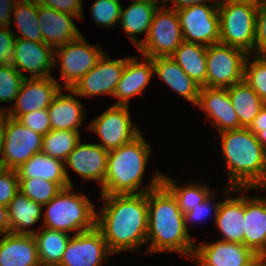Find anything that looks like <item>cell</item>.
Listing matches in <instances>:
<instances>
[{
	"label": "cell",
	"instance_id": "12",
	"mask_svg": "<svg viewBox=\"0 0 266 266\" xmlns=\"http://www.w3.org/2000/svg\"><path fill=\"white\" fill-rule=\"evenodd\" d=\"M88 130L97 133L101 139L99 145L108 151L129 143L140 134L131 121L128 106L115 104L97 116Z\"/></svg>",
	"mask_w": 266,
	"mask_h": 266
},
{
	"label": "cell",
	"instance_id": "29",
	"mask_svg": "<svg viewBox=\"0 0 266 266\" xmlns=\"http://www.w3.org/2000/svg\"><path fill=\"white\" fill-rule=\"evenodd\" d=\"M8 208L10 233L34 235L35 229L28 227L35 225L42 218V206L29 199L20 191L11 200ZM28 228V229H27Z\"/></svg>",
	"mask_w": 266,
	"mask_h": 266
},
{
	"label": "cell",
	"instance_id": "8",
	"mask_svg": "<svg viewBox=\"0 0 266 266\" xmlns=\"http://www.w3.org/2000/svg\"><path fill=\"white\" fill-rule=\"evenodd\" d=\"M54 51V66L59 65V60L61 62L59 69L64 89H71L105 53L100 46L90 45L83 35Z\"/></svg>",
	"mask_w": 266,
	"mask_h": 266
},
{
	"label": "cell",
	"instance_id": "32",
	"mask_svg": "<svg viewBox=\"0 0 266 266\" xmlns=\"http://www.w3.org/2000/svg\"><path fill=\"white\" fill-rule=\"evenodd\" d=\"M42 228L41 232L33 235L37 244L39 263L41 266H59L71 236L63 231Z\"/></svg>",
	"mask_w": 266,
	"mask_h": 266
},
{
	"label": "cell",
	"instance_id": "22",
	"mask_svg": "<svg viewBox=\"0 0 266 266\" xmlns=\"http://www.w3.org/2000/svg\"><path fill=\"white\" fill-rule=\"evenodd\" d=\"M244 245L266 259V198L245 195Z\"/></svg>",
	"mask_w": 266,
	"mask_h": 266
},
{
	"label": "cell",
	"instance_id": "26",
	"mask_svg": "<svg viewBox=\"0 0 266 266\" xmlns=\"http://www.w3.org/2000/svg\"><path fill=\"white\" fill-rule=\"evenodd\" d=\"M245 195L220 202L215 224L223 238L220 241L244 244Z\"/></svg>",
	"mask_w": 266,
	"mask_h": 266
},
{
	"label": "cell",
	"instance_id": "19",
	"mask_svg": "<svg viewBox=\"0 0 266 266\" xmlns=\"http://www.w3.org/2000/svg\"><path fill=\"white\" fill-rule=\"evenodd\" d=\"M108 153L109 151L99 144L79 141L64 163L83 179L100 182L102 187L107 170Z\"/></svg>",
	"mask_w": 266,
	"mask_h": 266
},
{
	"label": "cell",
	"instance_id": "20",
	"mask_svg": "<svg viewBox=\"0 0 266 266\" xmlns=\"http://www.w3.org/2000/svg\"><path fill=\"white\" fill-rule=\"evenodd\" d=\"M71 18L79 19L77 16L38 4V19L43 43L54 49L79 38L82 34Z\"/></svg>",
	"mask_w": 266,
	"mask_h": 266
},
{
	"label": "cell",
	"instance_id": "5",
	"mask_svg": "<svg viewBox=\"0 0 266 266\" xmlns=\"http://www.w3.org/2000/svg\"><path fill=\"white\" fill-rule=\"evenodd\" d=\"M68 187L59 192L46 205L42 227L79 234L96 226V211L92 202L83 194L71 192Z\"/></svg>",
	"mask_w": 266,
	"mask_h": 266
},
{
	"label": "cell",
	"instance_id": "38",
	"mask_svg": "<svg viewBox=\"0 0 266 266\" xmlns=\"http://www.w3.org/2000/svg\"><path fill=\"white\" fill-rule=\"evenodd\" d=\"M24 79V76H22L12 64L1 65L0 103L9 104L15 101Z\"/></svg>",
	"mask_w": 266,
	"mask_h": 266
},
{
	"label": "cell",
	"instance_id": "15",
	"mask_svg": "<svg viewBox=\"0 0 266 266\" xmlns=\"http://www.w3.org/2000/svg\"><path fill=\"white\" fill-rule=\"evenodd\" d=\"M11 64L22 75V71L31 73L30 78H45L52 76L54 66V49L43 42H35L16 38Z\"/></svg>",
	"mask_w": 266,
	"mask_h": 266
},
{
	"label": "cell",
	"instance_id": "41",
	"mask_svg": "<svg viewBox=\"0 0 266 266\" xmlns=\"http://www.w3.org/2000/svg\"><path fill=\"white\" fill-rule=\"evenodd\" d=\"M16 120L24 127L30 128L42 136L46 135L51 130L50 118L47 109H39L20 115Z\"/></svg>",
	"mask_w": 266,
	"mask_h": 266
},
{
	"label": "cell",
	"instance_id": "21",
	"mask_svg": "<svg viewBox=\"0 0 266 266\" xmlns=\"http://www.w3.org/2000/svg\"><path fill=\"white\" fill-rule=\"evenodd\" d=\"M138 59L135 56L127 58L122 77L113 95L119 99L115 105L129 106V99L143 93L150 83L154 73L152 59L144 57L145 62H138Z\"/></svg>",
	"mask_w": 266,
	"mask_h": 266
},
{
	"label": "cell",
	"instance_id": "10",
	"mask_svg": "<svg viewBox=\"0 0 266 266\" xmlns=\"http://www.w3.org/2000/svg\"><path fill=\"white\" fill-rule=\"evenodd\" d=\"M247 55L243 50L220 42L207 46L206 87L228 88L242 81Z\"/></svg>",
	"mask_w": 266,
	"mask_h": 266
},
{
	"label": "cell",
	"instance_id": "35",
	"mask_svg": "<svg viewBox=\"0 0 266 266\" xmlns=\"http://www.w3.org/2000/svg\"><path fill=\"white\" fill-rule=\"evenodd\" d=\"M79 131L50 130L43 136L42 152L46 155L65 161L74 150L80 139Z\"/></svg>",
	"mask_w": 266,
	"mask_h": 266
},
{
	"label": "cell",
	"instance_id": "52",
	"mask_svg": "<svg viewBox=\"0 0 266 266\" xmlns=\"http://www.w3.org/2000/svg\"><path fill=\"white\" fill-rule=\"evenodd\" d=\"M251 266H266V259L259 257Z\"/></svg>",
	"mask_w": 266,
	"mask_h": 266
},
{
	"label": "cell",
	"instance_id": "36",
	"mask_svg": "<svg viewBox=\"0 0 266 266\" xmlns=\"http://www.w3.org/2000/svg\"><path fill=\"white\" fill-rule=\"evenodd\" d=\"M18 181L19 191L42 207L63 190L58 183L40 178L18 179Z\"/></svg>",
	"mask_w": 266,
	"mask_h": 266
},
{
	"label": "cell",
	"instance_id": "9",
	"mask_svg": "<svg viewBox=\"0 0 266 266\" xmlns=\"http://www.w3.org/2000/svg\"><path fill=\"white\" fill-rule=\"evenodd\" d=\"M179 16L174 9L158 7L146 40L138 50L143 57L170 56L183 42Z\"/></svg>",
	"mask_w": 266,
	"mask_h": 266
},
{
	"label": "cell",
	"instance_id": "46",
	"mask_svg": "<svg viewBox=\"0 0 266 266\" xmlns=\"http://www.w3.org/2000/svg\"><path fill=\"white\" fill-rule=\"evenodd\" d=\"M18 0H0V27L11 28V12Z\"/></svg>",
	"mask_w": 266,
	"mask_h": 266
},
{
	"label": "cell",
	"instance_id": "7",
	"mask_svg": "<svg viewBox=\"0 0 266 266\" xmlns=\"http://www.w3.org/2000/svg\"><path fill=\"white\" fill-rule=\"evenodd\" d=\"M43 136L6 116L0 144L3 168L17 170L35 153L42 152Z\"/></svg>",
	"mask_w": 266,
	"mask_h": 266
},
{
	"label": "cell",
	"instance_id": "31",
	"mask_svg": "<svg viewBox=\"0 0 266 266\" xmlns=\"http://www.w3.org/2000/svg\"><path fill=\"white\" fill-rule=\"evenodd\" d=\"M227 90L240 125L248 128L265 102L244 80L233 84Z\"/></svg>",
	"mask_w": 266,
	"mask_h": 266
},
{
	"label": "cell",
	"instance_id": "47",
	"mask_svg": "<svg viewBox=\"0 0 266 266\" xmlns=\"http://www.w3.org/2000/svg\"><path fill=\"white\" fill-rule=\"evenodd\" d=\"M262 128H266V103L262 106L258 115L253 119L248 129L256 136L262 132Z\"/></svg>",
	"mask_w": 266,
	"mask_h": 266
},
{
	"label": "cell",
	"instance_id": "30",
	"mask_svg": "<svg viewBox=\"0 0 266 266\" xmlns=\"http://www.w3.org/2000/svg\"><path fill=\"white\" fill-rule=\"evenodd\" d=\"M207 46L183 41L170 57L201 87H206Z\"/></svg>",
	"mask_w": 266,
	"mask_h": 266
},
{
	"label": "cell",
	"instance_id": "11",
	"mask_svg": "<svg viewBox=\"0 0 266 266\" xmlns=\"http://www.w3.org/2000/svg\"><path fill=\"white\" fill-rule=\"evenodd\" d=\"M183 40L205 46L219 43L218 2L196 4L176 10Z\"/></svg>",
	"mask_w": 266,
	"mask_h": 266
},
{
	"label": "cell",
	"instance_id": "53",
	"mask_svg": "<svg viewBox=\"0 0 266 266\" xmlns=\"http://www.w3.org/2000/svg\"><path fill=\"white\" fill-rule=\"evenodd\" d=\"M230 1H234V2H250V3H254V4L258 5L262 0H230Z\"/></svg>",
	"mask_w": 266,
	"mask_h": 266
},
{
	"label": "cell",
	"instance_id": "39",
	"mask_svg": "<svg viewBox=\"0 0 266 266\" xmlns=\"http://www.w3.org/2000/svg\"><path fill=\"white\" fill-rule=\"evenodd\" d=\"M121 6L119 0H96L91 7V16L97 25L111 28L119 23Z\"/></svg>",
	"mask_w": 266,
	"mask_h": 266
},
{
	"label": "cell",
	"instance_id": "13",
	"mask_svg": "<svg viewBox=\"0 0 266 266\" xmlns=\"http://www.w3.org/2000/svg\"><path fill=\"white\" fill-rule=\"evenodd\" d=\"M127 58L111 59L106 53L82 78L71 88L76 96L114 95L117 83L125 69Z\"/></svg>",
	"mask_w": 266,
	"mask_h": 266
},
{
	"label": "cell",
	"instance_id": "25",
	"mask_svg": "<svg viewBox=\"0 0 266 266\" xmlns=\"http://www.w3.org/2000/svg\"><path fill=\"white\" fill-rule=\"evenodd\" d=\"M64 90L73 96L63 94V89H60L47 108L51 130L79 131V127L83 124L85 107L75 98L74 91L71 89Z\"/></svg>",
	"mask_w": 266,
	"mask_h": 266
},
{
	"label": "cell",
	"instance_id": "44",
	"mask_svg": "<svg viewBox=\"0 0 266 266\" xmlns=\"http://www.w3.org/2000/svg\"><path fill=\"white\" fill-rule=\"evenodd\" d=\"M38 4L53 8L61 13L74 15L83 19V8L81 0H36Z\"/></svg>",
	"mask_w": 266,
	"mask_h": 266
},
{
	"label": "cell",
	"instance_id": "37",
	"mask_svg": "<svg viewBox=\"0 0 266 266\" xmlns=\"http://www.w3.org/2000/svg\"><path fill=\"white\" fill-rule=\"evenodd\" d=\"M243 80L266 103V56H246Z\"/></svg>",
	"mask_w": 266,
	"mask_h": 266
},
{
	"label": "cell",
	"instance_id": "42",
	"mask_svg": "<svg viewBox=\"0 0 266 266\" xmlns=\"http://www.w3.org/2000/svg\"><path fill=\"white\" fill-rule=\"evenodd\" d=\"M253 53L256 56H266V0H262L257 5Z\"/></svg>",
	"mask_w": 266,
	"mask_h": 266
},
{
	"label": "cell",
	"instance_id": "34",
	"mask_svg": "<svg viewBox=\"0 0 266 266\" xmlns=\"http://www.w3.org/2000/svg\"><path fill=\"white\" fill-rule=\"evenodd\" d=\"M176 182L170 177L162 176V184L173 194L183 214L193 210L196 205H200L212 193L209 187L199 183L177 186Z\"/></svg>",
	"mask_w": 266,
	"mask_h": 266
},
{
	"label": "cell",
	"instance_id": "33",
	"mask_svg": "<svg viewBox=\"0 0 266 266\" xmlns=\"http://www.w3.org/2000/svg\"><path fill=\"white\" fill-rule=\"evenodd\" d=\"M13 17L17 30L21 34L15 38L43 42L36 0H18L14 7Z\"/></svg>",
	"mask_w": 266,
	"mask_h": 266
},
{
	"label": "cell",
	"instance_id": "49",
	"mask_svg": "<svg viewBox=\"0 0 266 266\" xmlns=\"http://www.w3.org/2000/svg\"><path fill=\"white\" fill-rule=\"evenodd\" d=\"M163 3L165 2H172L174 3L171 9L178 10L183 7H187L190 5H196V4H201V3H207L208 1L210 2H218V0H160Z\"/></svg>",
	"mask_w": 266,
	"mask_h": 266
},
{
	"label": "cell",
	"instance_id": "18",
	"mask_svg": "<svg viewBox=\"0 0 266 266\" xmlns=\"http://www.w3.org/2000/svg\"><path fill=\"white\" fill-rule=\"evenodd\" d=\"M212 119L218 132L243 128L232 106L227 88L201 87L196 104Z\"/></svg>",
	"mask_w": 266,
	"mask_h": 266
},
{
	"label": "cell",
	"instance_id": "2",
	"mask_svg": "<svg viewBox=\"0 0 266 266\" xmlns=\"http://www.w3.org/2000/svg\"><path fill=\"white\" fill-rule=\"evenodd\" d=\"M219 134L229 176L222 193L266 189V151L257 136L248 128L226 130Z\"/></svg>",
	"mask_w": 266,
	"mask_h": 266
},
{
	"label": "cell",
	"instance_id": "23",
	"mask_svg": "<svg viewBox=\"0 0 266 266\" xmlns=\"http://www.w3.org/2000/svg\"><path fill=\"white\" fill-rule=\"evenodd\" d=\"M64 161L43 152L35 153L17 170L18 179L40 178L58 183L63 189L73 187Z\"/></svg>",
	"mask_w": 266,
	"mask_h": 266
},
{
	"label": "cell",
	"instance_id": "50",
	"mask_svg": "<svg viewBox=\"0 0 266 266\" xmlns=\"http://www.w3.org/2000/svg\"><path fill=\"white\" fill-rule=\"evenodd\" d=\"M6 116H7L6 109L4 108V106L3 108L0 107V144L2 140V130H3Z\"/></svg>",
	"mask_w": 266,
	"mask_h": 266
},
{
	"label": "cell",
	"instance_id": "27",
	"mask_svg": "<svg viewBox=\"0 0 266 266\" xmlns=\"http://www.w3.org/2000/svg\"><path fill=\"white\" fill-rule=\"evenodd\" d=\"M151 59L154 73L166 85L196 106L201 86L191 79L170 56H159Z\"/></svg>",
	"mask_w": 266,
	"mask_h": 266
},
{
	"label": "cell",
	"instance_id": "4",
	"mask_svg": "<svg viewBox=\"0 0 266 266\" xmlns=\"http://www.w3.org/2000/svg\"><path fill=\"white\" fill-rule=\"evenodd\" d=\"M150 152L151 147L141 133L129 143L110 150L101 194H139L158 187L163 176L159 170L147 187L140 188Z\"/></svg>",
	"mask_w": 266,
	"mask_h": 266
},
{
	"label": "cell",
	"instance_id": "43",
	"mask_svg": "<svg viewBox=\"0 0 266 266\" xmlns=\"http://www.w3.org/2000/svg\"><path fill=\"white\" fill-rule=\"evenodd\" d=\"M214 198L215 197L213 193H211L205 201L200 203V205H196L193 208V210L184 214L185 226L187 230H188L187 228L188 223L189 224L193 223V221L194 223L195 221H201V220L204 221V219L208 218V216L211 215L212 212H214L213 214L216 217L220 206V202L213 204L212 201L214 200Z\"/></svg>",
	"mask_w": 266,
	"mask_h": 266
},
{
	"label": "cell",
	"instance_id": "14",
	"mask_svg": "<svg viewBox=\"0 0 266 266\" xmlns=\"http://www.w3.org/2000/svg\"><path fill=\"white\" fill-rule=\"evenodd\" d=\"M111 254L103 234L95 226L91 230L73 234L59 266H102L101 262Z\"/></svg>",
	"mask_w": 266,
	"mask_h": 266
},
{
	"label": "cell",
	"instance_id": "28",
	"mask_svg": "<svg viewBox=\"0 0 266 266\" xmlns=\"http://www.w3.org/2000/svg\"><path fill=\"white\" fill-rule=\"evenodd\" d=\"M160 0H143L132 2L128 8L123 9L121 6L120 23L124 31L129 35L137 49L146 40L153 15L158 8ZM145 33L144 40H138L135 35Z\"/></svg>",
	"mask_w": 266,
	"mask_h": 266
},
{
	"label": "cell",
	"instance_id": "51",
	"mask_svg": "<svg viewBox=\"0 0 266 266\" xmlns=\"http://www.w3.org/2000/svg\"><path fill=\"white\" fill-rule=\"evenodd\" d=\"M257 139L266 151V128H262V132L257 135Z\"/></svg>",
	"mask_w": 266,
	"mask_h": 266
},
{
	"label": "cell",
	"instance_id": "6",
	"mask_svg": "<svg viewBox=\"0 0 266 266\" xmlns=\"http://www.w3.org/2000/svg\"><path fill=\"white\" fill-rule=\"evenodd\" d=\"M219 42L252 55L255 43L257 5L218 0Z\"/></svg>",
	"mask_w": 266,
	"mask_h": 266
},
{
	"label": "cell",
	"instance_id": "40",
	"mask_svg": "<svg viewBox=\"0 0 266 266\" xmlns=\"http://www.w3.org/2000/svg\"><path fill=\"white\" fill-rule=\"evenodd\" d=\"M19 192V181L16 170L2 168L0 170V204L8 206Z\"/></svg>",
	"mask_w": 266,
	"mask_h": 266
},
{
	"label": "cell",
	"instance_id": "3",
	"mask_svg": "<svg viewBox=\"0 0 266 266\" xmlns=\"http://www.w3.org/2000/svg\"><path fill=\"white\" fill-rule=\"evenodd\" d=\"M148 252H178L192 258L195 245L185 226L184 214L173 194L161 183L147 192Z\"/></svg>",
	"mask_w": 266,
	"mask_h": 266
},
{
	"label": "cell",
	"instance_id": "45",
	"mask_svg": "<svg viewBox=\"0 0 266 266\" xmlns=\"http://www.w3.org/2000/svg\"><path fill=\"white\" fill-rule=\"evenodd\" d=\"M15 39L14 30L0 27V66L11 64Z\"/></svg>",
	"mask_w": 266,
	"mask_h": 266
},
{
	"label": "cell",
	"instance_id": "48",
	"mask_svg": "<svg viewBox=\"0 0 266 266\" xmlns=\"http://www.w3.org/2000/svg\"><path fill=\"white\" fill-rule=\"evenodd\" d=\"M10 233V223L8 218V208L0 204V235Z\"/></svg>",
	"mask_w": 266,
	"mask_h": 266
},
{
	"label": "cell",
	"instance_id": "1",
	"mask_svg": "<svg viewBox=\"0 0 266 266\" xmlns=\"http://www.w3.org/2000/svg\"><path fill=\"white\" fill-rule=\"evenodd\" d=\"M101 199L105 205L96 213V227L112 255L137 250L147 242V193L101 195Z\"/></svg>",
	"mask_w": 266,
	"mask_h": 266
},
{
	"label": "cell",
	"instance_id": "24",
	"mask_svg": "<svg viewBox=\"0 0 266 266\" xmlns=\"http://www.w3.org/2000/svg\"><path fill=\"white\" fill-rule=\"evenodd\" d=\"M0 266H41L33 235H3L0 238Z\"/></svg>",
	"mask_w": 266,
	"mask_h": 266
},
{
	"label": "cell",
	"instance_id": "17",
	"mask_svg": "<svg viewBox=\"0 0 266 266\" xmlns=\"http://www.w3.org/2000/svg\"><path fill=\"white\" fill-rule=\"evenodd\" d=\"M193 257L198 266H251L259 258L244 244L220 240L200 243L195 247Z\"/></svg>",
	"mask_w": 266,
	"mask_h": 266
},
{
	"label": "cell",
	"instance_id": "16",
	"mask_svg": "<svg viewBox=\"0 0 266 266\" xmlns=\"http://www.w3.org/2000/svg\"><path fill=\"white\" fill-rule=\"evenodd\" d=\"M61 88L62 85L52 76L25 78L15 99L14 108H6V114L10 118L17 119L20 115L47 109Z\"/></svg>",
	"mask_w": 266,
	"mask_h": 266
}]
</instances>
